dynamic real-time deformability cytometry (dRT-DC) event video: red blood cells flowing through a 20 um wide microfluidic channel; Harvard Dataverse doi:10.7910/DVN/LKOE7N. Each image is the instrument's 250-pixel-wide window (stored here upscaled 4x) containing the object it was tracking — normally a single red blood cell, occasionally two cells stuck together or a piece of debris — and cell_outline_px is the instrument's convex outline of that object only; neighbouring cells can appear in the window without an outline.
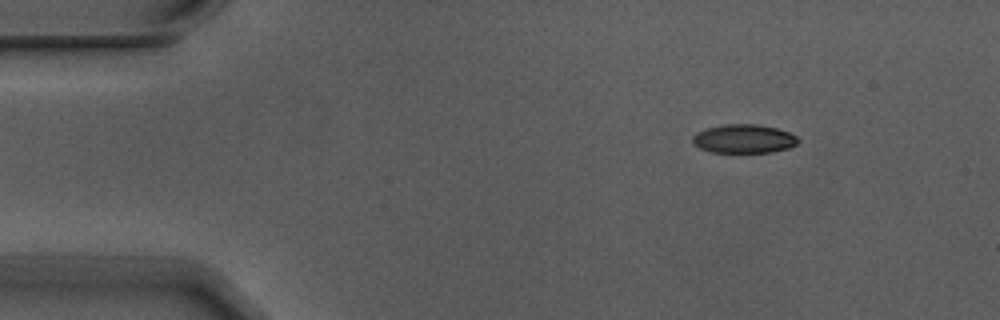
{"species": "Egyptian fruit bat (a non-hibernating species)", "species_latin": "Rousettus aegyptiacus", "temperature_condition": "warm", "stored_images_in_passage": 7, "camera_frame_rate_fps": 3000, "um_per_image_px": 0.085, "animal": {"sex": "male"}, "frame": {"image": 1, "passage_image": 1, "time_ms": 0.0, "image_size_px": [1000, 320], "cell_outline_px": [[800, 140], [796, 144], [788, 148], [772, 152], [712, 152], [700, 148], [692, 144], [692, 136], [696, 132], [708, 128], [724, 124], [756, 124], [776, 128], [788, 132], [796, 136]], "centroid_in_image_um": [63.2, 11.79], "position_along_channel_um": 21.8, "area_um2": 17.63}}
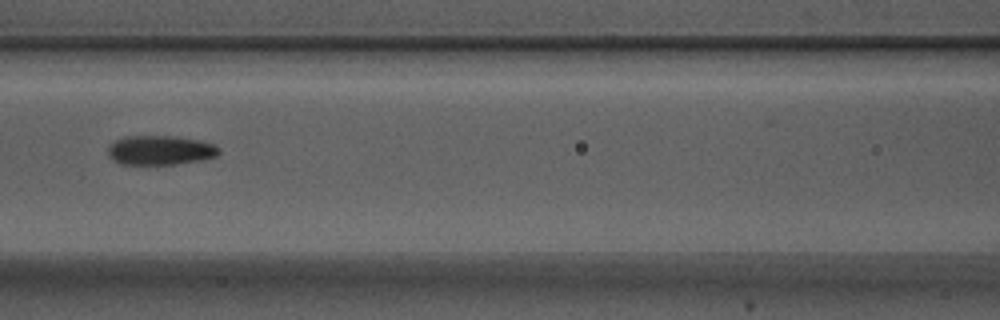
{"frame": {"image": 2, "passage_image": 6, "time_ms": 1.667, "image_size_px": [1000, 320], "cell_outline_px": [[220, 152], [216, 156], [204, 160], [176, 164], [120, 164], [112, 160], [108, 156], [108, 144], [112, 140], [124, 136], [180, 136], [200, 140], [216, 144], [220, 148]], "centroid_in_image_um": [13.61, 12.76], "position_along_channel_um": 153.0, "area_um2": 19.54}}
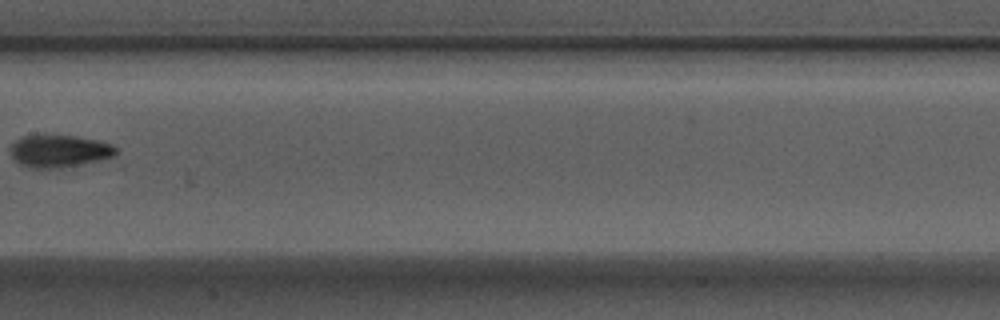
{"frame": {"image": 3, "passage_image": 7, "time_ms": 2.0, "image_size_px": [1000, 320], "cell_outline_px": [[120, 152], [104, 160], [60, 168], [28, 168], [20, 164], [12, 156], [12, 144], [16, 140], [24, 136], [76, 136], [96, 140], [112, 144]], "centroid_in_image_um": [5.09, 12.86], "position_along_channel_um": 202.3, "area_um2": 19.77}}